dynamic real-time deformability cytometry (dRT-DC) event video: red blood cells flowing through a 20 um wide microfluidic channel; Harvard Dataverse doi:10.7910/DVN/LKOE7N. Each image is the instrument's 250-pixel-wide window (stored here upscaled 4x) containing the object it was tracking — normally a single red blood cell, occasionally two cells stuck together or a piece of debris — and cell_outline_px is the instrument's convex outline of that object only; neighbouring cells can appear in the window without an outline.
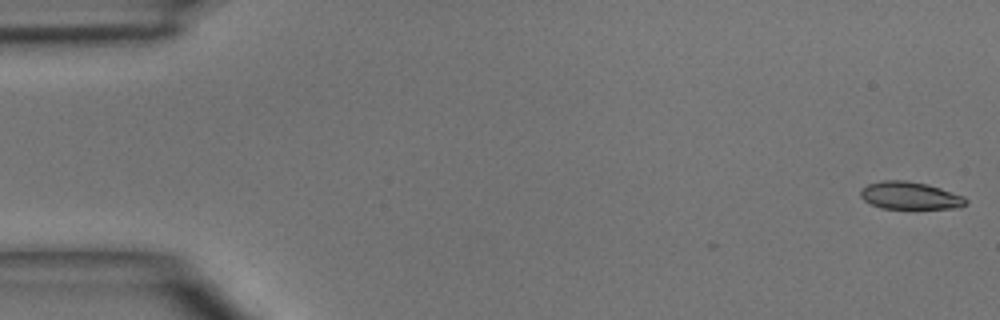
{"species": "common noctule bat (a hibernating species)", "species_latin": "Nyctalus noctula", "temperature_condition": "room temperature", "stored_images_in_passage": 5, "camera_frame_rate_fps": 3000, "um_per_image_px": 0.085, "animal": {"sex": "male", "body_mass_g": 15.6}, "frame": {"image": 1, "passage_image": 1, "time_ms": 0.0, "image_size_px": [1000, 320], "cell_outline_px": [[968, 204], [956, 208], [880, 208], [864, 200], [860, 196], [860, 188], [868, 184], [880, 180], [908, 180], [940, 188], [964, 196], [968, 200]], "centroid_in_image_um": [77.33, 16.62], "position_along_channel_um": 7.7, "area_um2": 16.88}}
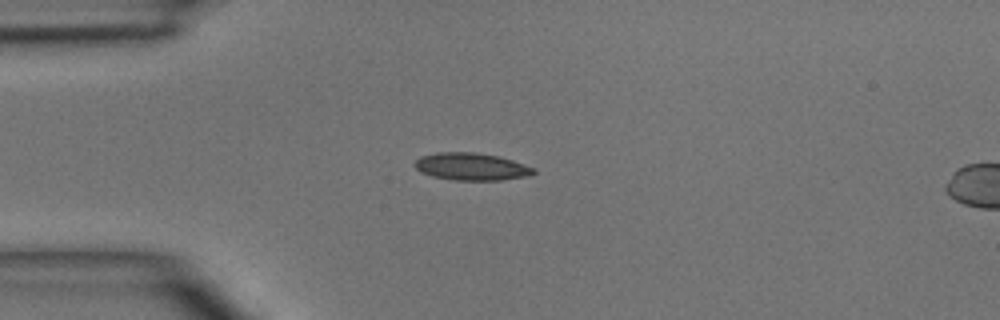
{"frame": {"image": 2, "passage_image": 4, "time_ms": 3.667, "image_size_px": [1000, 320], "cell_outline_px": [[536, 172], [532, 176], [500, 180], [456, 180], [432, 176], [420, 172], [412, 164], [420, 156], [436, 152], [476, 152], [500, 156], [536, 168]], "centroid_in_image_um": [40.09, 14.16], "position_along_channel_um": 44.9, "area_um2": 19.25}}